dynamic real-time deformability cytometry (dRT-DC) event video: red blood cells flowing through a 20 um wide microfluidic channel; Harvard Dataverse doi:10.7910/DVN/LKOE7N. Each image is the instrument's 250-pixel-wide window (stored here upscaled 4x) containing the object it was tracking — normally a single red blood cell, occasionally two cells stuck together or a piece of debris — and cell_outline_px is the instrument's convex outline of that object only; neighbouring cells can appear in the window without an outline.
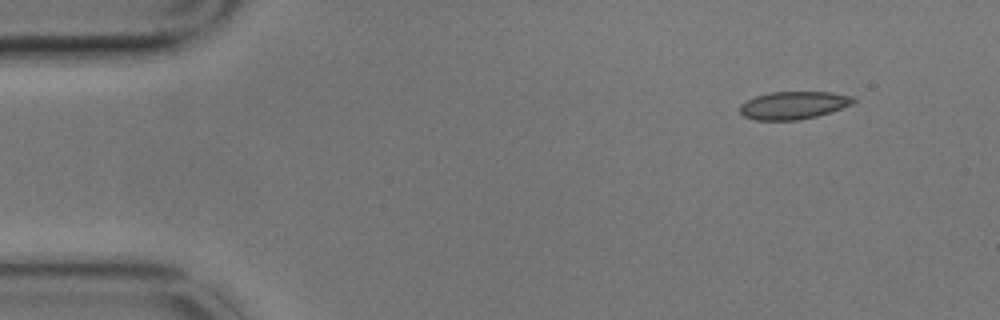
{"species": "common noctule bat (a hibernating species)", "species_latin": "Nyctalus noctula", "temperature_condition": "cold", "stored_images_in_passage": 3, "segment_of_instrument_passage": [2, 2], "camera_frame_rate_fps": 3000, "um_per_image_px": 0.085, "animal": {"sex": "male", "body_mass_g": 17.9}, "frame": {"image": 1, "passage_image": 3, "time_ms": 0.667, "image_size_px": [1000, 320], "cell_outline_px": [[856, 100], [852, 104], [816, 116], [800, 120], [756, 120], [744, 116], [740, 112], [740, 104], [756, 96], [772, 92], [832, 92], [852, 96]], "centroid_in_image_um": [67.44, 8.94], "position_along_channel_um": 17.6, "area_um2": 18.15}}